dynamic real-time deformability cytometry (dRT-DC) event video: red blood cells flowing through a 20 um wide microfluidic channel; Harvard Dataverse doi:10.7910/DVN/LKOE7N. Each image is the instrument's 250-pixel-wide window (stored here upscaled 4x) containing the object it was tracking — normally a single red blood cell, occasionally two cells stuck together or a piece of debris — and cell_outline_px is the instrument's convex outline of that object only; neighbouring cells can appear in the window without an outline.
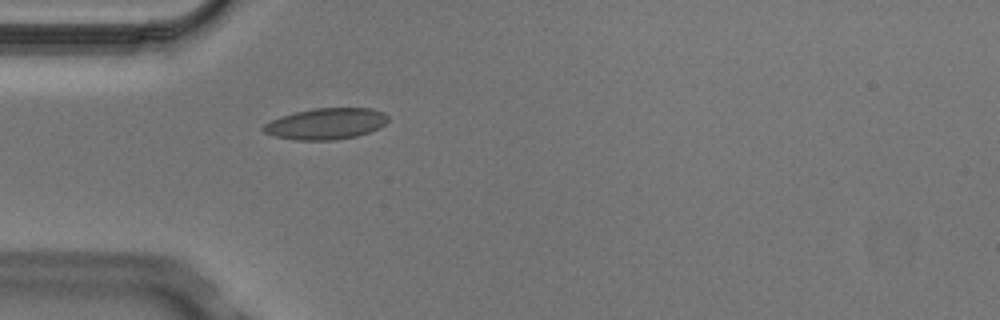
{"species": "Egyptian fruit bat (a non-hibernating species)", "species_latin": "Rousettus aegyptiacus", "temperature_condition": "cold", "stored_images_in_passage": 1, "camera_frame_rate_fps": 3000, "um_per_image_px": 0.085, "animal": {"sex": "male"}, "frame": {"image": 1, "passage_image": 1, "time_ms": 0.0, "image_size_px": [1000, 320], "cell_outline_px": [[388, 120], [380, 128], [356, 136], [336, 140], [296, 140], [276, 136], [264, 132], [260, 128], [264, 124], [280, 116], [312, 108], [372, 108], [384, 112], [388, 116]], "centroid_in_image_um": [27.72, 10.51], "position_along_channel_um": 57.3, "area_um2": 22.72}}